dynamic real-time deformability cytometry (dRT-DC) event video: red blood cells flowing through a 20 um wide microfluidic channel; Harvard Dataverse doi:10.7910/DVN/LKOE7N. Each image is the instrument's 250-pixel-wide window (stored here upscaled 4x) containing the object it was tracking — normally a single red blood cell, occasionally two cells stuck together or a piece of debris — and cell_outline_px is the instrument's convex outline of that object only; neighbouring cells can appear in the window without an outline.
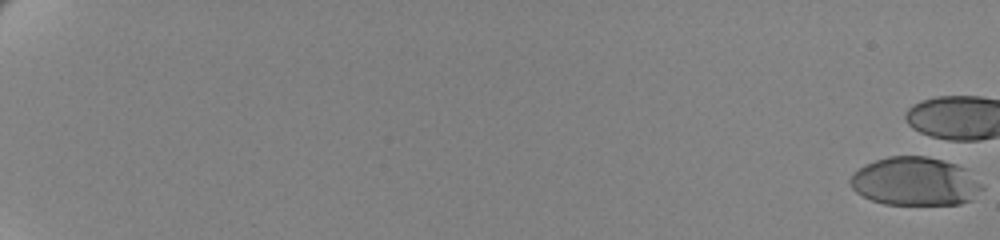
{"species": "human", "species_latin": "Homo sapiens", "temperature_condition": "cold", "stored_images_in_passage": 7, "camera_frame_rate_fps": 3000, "um_per_image_px": 0.085, "donor": {"sex": "female"}, "frame": {"image": 1, "passage_image": 1, "time_ms": 0.0, "image_size_px": [1000, 240], "cell_outline_px": [[984, 188], [972, 200], [960, 204], [884, 204], [872, 200], [856, 192], [852, 188], [848, 180], [852, 172], [864, 164], [888, 156], [924, 156], [956, 164], [964, 168]], "centroid_in_image_um": [77.73, 15.42], "position_along_channel_um": 7.3, "area_um2": 37.05}}